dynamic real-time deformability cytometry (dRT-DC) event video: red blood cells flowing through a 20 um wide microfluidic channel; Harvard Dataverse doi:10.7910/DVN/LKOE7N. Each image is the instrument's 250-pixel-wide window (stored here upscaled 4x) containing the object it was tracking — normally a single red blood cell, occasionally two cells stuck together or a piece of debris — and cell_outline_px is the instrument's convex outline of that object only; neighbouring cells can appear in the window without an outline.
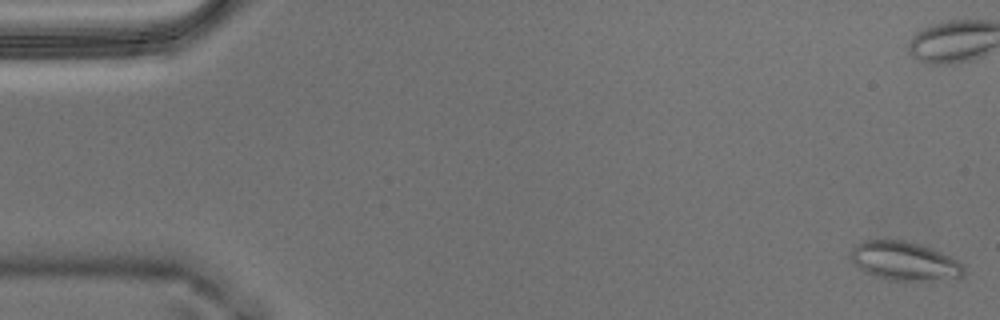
{"species": "Egyptian fruit bat (a non-hibernating species)", "species_latin": "Rousettus aegyptiacus", "temperature_condition": "warm", "stored_images_in_passage": 57, "camera_frame_rate_fps": 3000, "um_per_image_px": 0.085, "animal": {"sex": "male"}, "frame": {"image": 1, "passage_image": 1, "time_ms": 0.0, "image_size_px": [1000, 320], "cell_outline_px": [[964, 276], [928, 284], [888, 280], [872, 276], [864, 272], [852, 260], [852, 248], [860, 240], [904, 240], [920, 244], [940, 252], [956, 260], [964, 268]], "centroid_in_image_um": [76.91, 22.25], "position_along_channel_um": 8.1, "area_um2": 26.3}}